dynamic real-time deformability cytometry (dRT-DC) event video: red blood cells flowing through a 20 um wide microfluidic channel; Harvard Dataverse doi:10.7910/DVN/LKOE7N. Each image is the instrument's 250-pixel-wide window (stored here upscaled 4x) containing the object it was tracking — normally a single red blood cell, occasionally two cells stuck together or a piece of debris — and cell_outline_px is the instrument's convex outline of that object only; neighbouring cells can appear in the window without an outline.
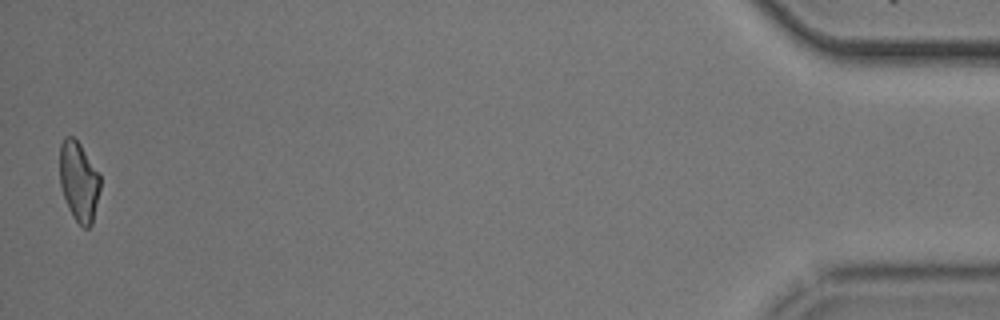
{"species": "common noctule bat (a hibernating species)", "species_latin": "Nyctalus noctula", "temperature_condition": "cold", "stored_images_in_passage": 41, "camera_frame_rate_fps": 3000, "um_per_image_px": 0.085, "animal": {"sex": "male", "body_mass_g": 20.5, "forearm_length_mm": 52.5}, "frame": {"image": 1, "passage_image": 41, "time_ms": 13.333, "image_size_px": [1000, 320], "cell_outline_px": [[100, 188], [92, 224], [88, 228], [84, 228], [72, 216], [68, 208], [60, 184], [60, 144], [64, 136], [72, 136], [80, 144], [100, 176]], "centroid_in_image_um": [6.69, 15.42], "position_along_channel_um": 428.5, "area_um2": 18.61}, "authors_computed_cell_mechanics": {"area_um2": 20.519, "velocity_mm_per_s": 3.7556, "shape_relaxation_time_tau1_ms": 6.5426, "shape_relaxation_time_tau2_ms": 5.8566, "deformation_change_tau1": 0.1472, "deformation_change_tau2": 0.1402}}